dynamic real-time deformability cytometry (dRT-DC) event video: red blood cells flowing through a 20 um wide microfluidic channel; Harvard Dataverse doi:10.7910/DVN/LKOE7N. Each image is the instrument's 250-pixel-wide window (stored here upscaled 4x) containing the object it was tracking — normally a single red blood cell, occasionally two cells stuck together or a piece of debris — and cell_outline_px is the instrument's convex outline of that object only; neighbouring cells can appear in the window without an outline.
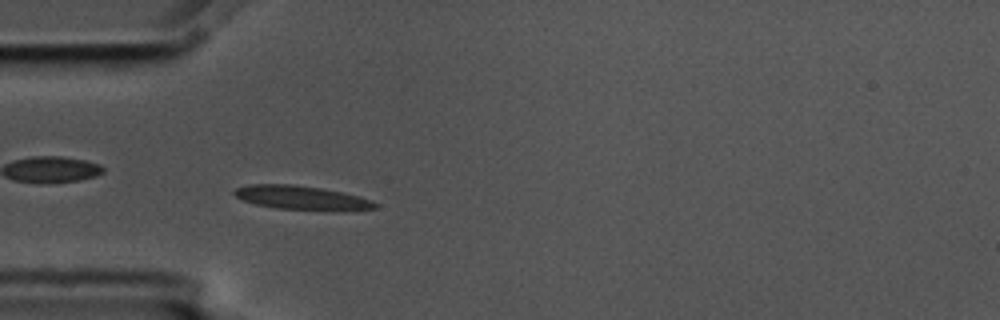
{"species": "common noctule bat (a hibernating species)", "species_latin": "Nyctalus noctula", "temperature_condition": "cold", "stored_images_in_passage": 6, "camera_frame_rate_fps": 3000, "um_per_image_px": 0.085, "animal": {"sex": "male", "body_mass_g": 17.5, "forearm_length_mm": 52.3}, "frame": {"image": 1, "passage_image": 5, "time_ms": 1.333, "image_size_px": [1000, 320], "cell_outline_px": [[376, 208], [276, 208], [256, 204], [244, 200], [236, 196], [232, 192], [236, 188], [248, 184], [292, 184], [320, 188], [360, 196], [372, 200], [376, 204]], "centroid_in_image_um": [25.49, 16.75], "position_along_channel_um": 59.5, "area_um2": 18.38}}